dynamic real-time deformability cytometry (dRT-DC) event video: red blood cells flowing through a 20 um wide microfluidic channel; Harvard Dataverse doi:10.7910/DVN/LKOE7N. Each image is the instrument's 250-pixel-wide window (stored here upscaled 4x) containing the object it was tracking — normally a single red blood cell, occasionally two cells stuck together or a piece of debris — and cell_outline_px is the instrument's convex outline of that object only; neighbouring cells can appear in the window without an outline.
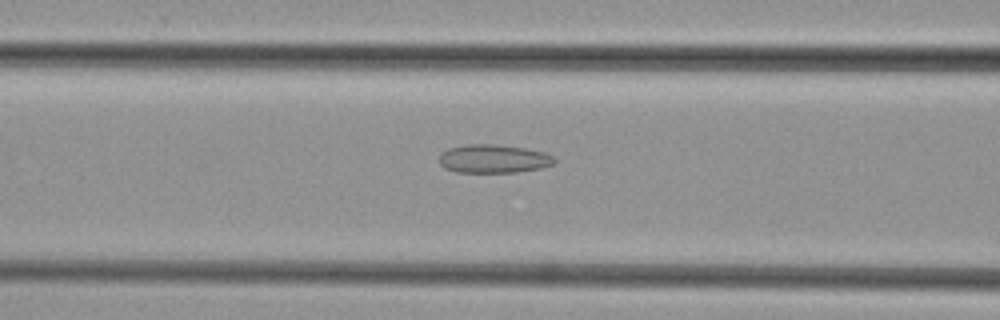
{"species": "common noctule bat (a hibernating species)", "species_latin": "Nyctalus noctula", "temperature_condition": "cold", "stored_images_in_passage": 30, "camera_frame_rate_fps": 3000, "um_per_image_px": 0.085, "animal": {"sex": "female", "body_mass_g": 29.2, "forearm_length_mm": 56.3}, "frame": {"image": 1, "passage_image": 7, "time_ms": 2.0, "image_size_px": [1000, 320], "cell_outline_px": [[556, 164], [540, 168], [516, 172], [456, 172], [444, 168], [440, 164], [440, 152], [448, 148], [468, 144], [492, 144], [524, 148], [544, 152], [552, 156], [556, 160]], "centroid_in_image_um": [41.94, 13.5], "position_along_channel_um": 124.7, "area_um2": 19.13}}
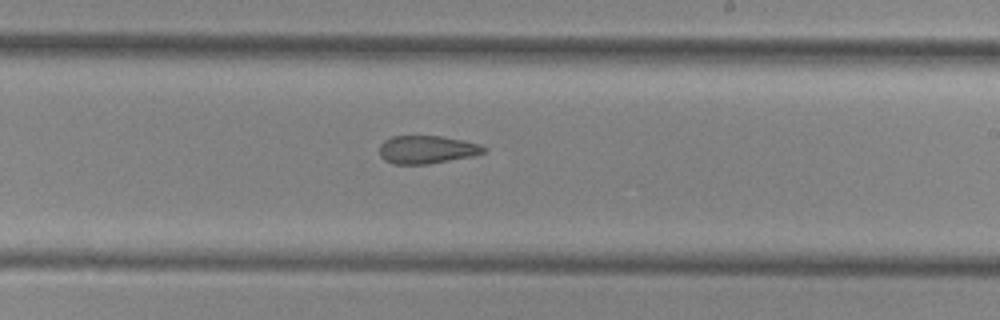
{"frame": {"image": 2, "passage_image": 16, "time_ms": 5.0, "image_size_px": [1000, 320], "cell_outline_px": [[488, 148], [484, 152], [472, 156], [428, 164], [392, 164], [384, 160], [380, 156], [380, 144], [384, 140], [392, 136], [440, 136], [480, 144]], "centroid_in_image_um": [36.25, 12.72], "position_along_channel_um": 252.7, "area_um2": 16.99}}
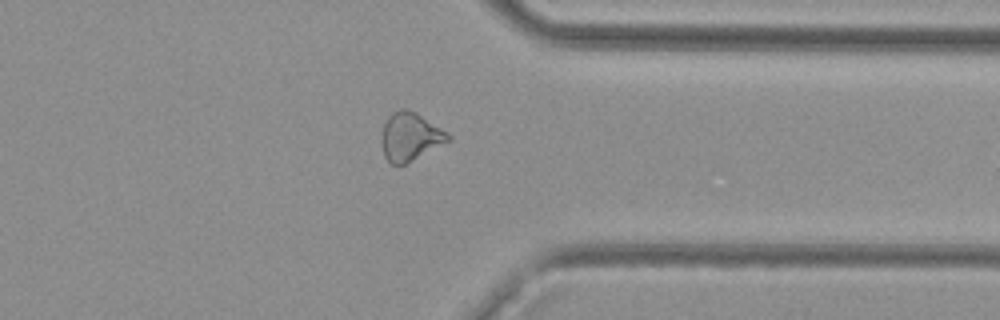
{"frame": {"image": 3, "passage_image": 25, "time_ms": 8.0, "image_size_px": [1000, 320], "cell_outline_px": [[452, 140], [404, 164], [392, 164], [384, 156], [384, 124], [388, 116], [392, 112], [400, 108], [408, 108], [416, 112], [448, 132], [452, 136]], "centroid_in_image_um": [34.93, 11.58], "position_along_channel_um": 376.5, "area_um2": 18.38}}